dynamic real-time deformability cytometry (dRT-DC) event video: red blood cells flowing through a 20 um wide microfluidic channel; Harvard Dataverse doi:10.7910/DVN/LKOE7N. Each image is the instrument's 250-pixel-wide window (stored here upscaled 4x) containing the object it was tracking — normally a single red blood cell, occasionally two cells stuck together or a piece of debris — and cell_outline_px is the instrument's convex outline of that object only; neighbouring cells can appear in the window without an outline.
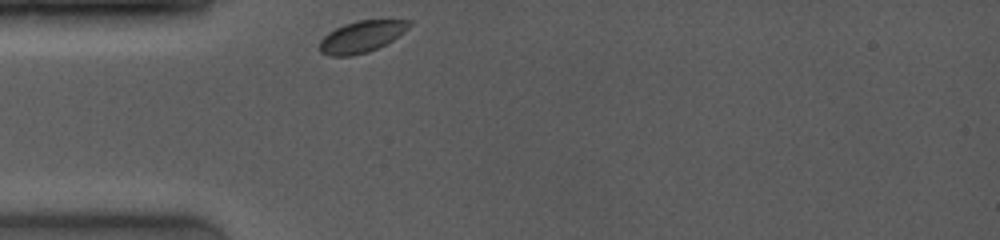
{"species": "common noctule bat (a hibernating species)", "species_latin": "Nyctalus noctula", "temperature_condition": "room temperature", "stored_images_in_passage": 10, "camera_frame_rate_fps": 4000, "um_per_image_px": 0.085, "animal": {"sex": "female", "body_mass_g": 19.0, "forearm_length_mm": 53.3}, "frame": {"image": 1, "passage_image": 1, "time_ms": 0.0, "image_size_px": [1000, 240], "cell_outline_px": [[412, 24], [404, 32], [392, 40], [368, 52], [352, 56], [328, 56], [320, 52], [320, 40], [328, 32], [344, 24], [356, 20], [412, 20]], "centroid_in_image_um": [30.72, 3.11], "position_along_channel_um": 54.3, "area_um2": 16.47}}
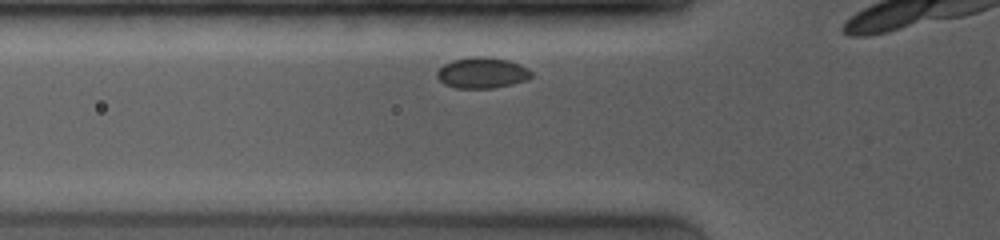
{"frame": {"image": 2, "passage_image": 4, "time_ms": 1.0, "image_size_px": [1000, 240], "cell_outline_px": [[532, 76], [528, 80], [512, 84], [492, 88], [456, 88], [444, 84], [436, 76], [436, 72], [444, 64], [452, 60], [472, 56], [484, 56], [508, 60], [520, 64], [528, 68], [532, 72]], "centroid_in_image_um": [40.99, 6.18], "position_along_channel_um": 84.8, "area_um2": 17.11}}